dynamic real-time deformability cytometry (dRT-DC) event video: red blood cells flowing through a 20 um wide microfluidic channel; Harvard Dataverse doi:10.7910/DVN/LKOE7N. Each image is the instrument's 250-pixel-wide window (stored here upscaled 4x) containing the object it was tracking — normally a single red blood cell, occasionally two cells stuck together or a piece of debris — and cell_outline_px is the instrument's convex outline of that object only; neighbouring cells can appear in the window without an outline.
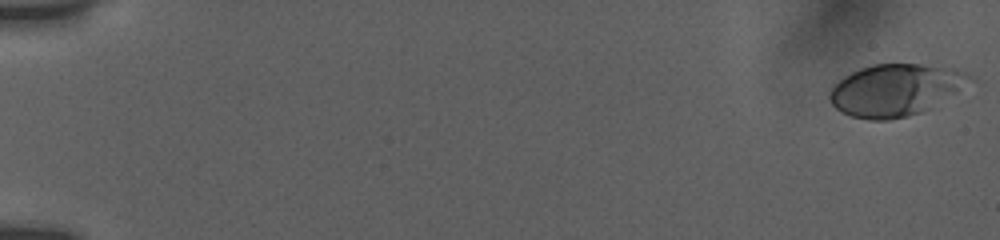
{"species": "human", "species_latin": "Homo sapiens", "temperature_condition": "room temperature", "stored_images_in_passage": 55, "camera_frame_rate_fps": 3000, "um_per_image_px": 0.085, "donor": {"sex": "female"}, "frame": {"image": 1, "passage_image": 1, "time_ms": 0.0, "image_size_px": [1000, 240], "cell_outline_px": [[976, 80], [932, 108], [924, 112], [908, 116], [888, 120], [868, 120], [852, 116], [840, 112], [832, 104], [828, 96], [828, 92], [832, 84], [844, 76], [860, 68], [872, 64], [920, 64], [956, 68], [968, 72]], "centroid_in_image_um": [76.14, 7.64], "position_along_channel_um": 8.9, "area_um2": 43.12}}
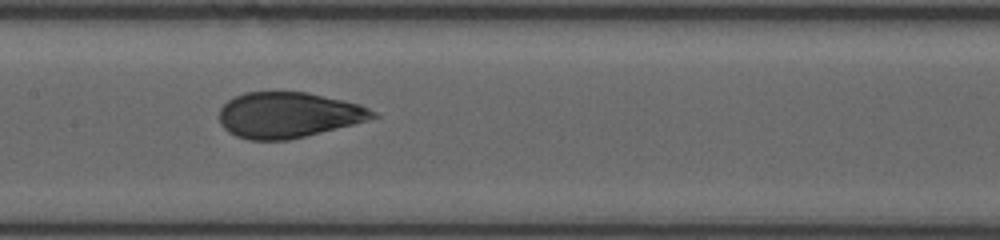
{"frame": {"image": 2, "passage_image": 29, "time_ms": 9.333, "image_size_px": [1000, 240], "cell_outline_px": [[380, 116], [368, 120], [288, 140], [248, 140], [236, 136], [228, 132], [220, 124], [220, 108], [228, 100], [244, 92], [308, 92], [360, 104], [376, 112]], "centroid_in_image_um": [24.49, 9.77], "position_along_channel_um": 182.9, "area_um2": 40.69}}
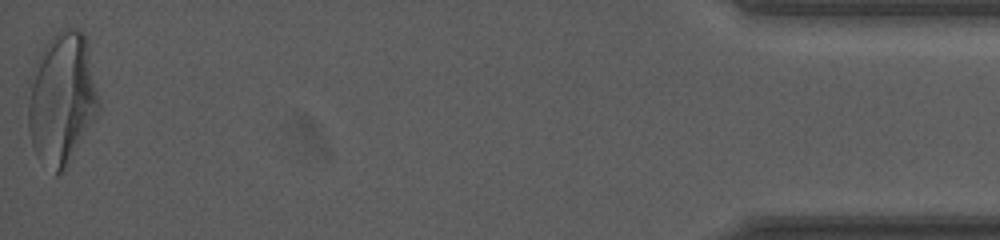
{"frame": {"image": 3, "passage_image": 55, "time_ms": 18.0, "image_size_px": [1000, 240], "cell_outline_px": [[100, 108], [64, 172], [56, 176], [36, 156], [32, 144], [28, 128], [24, 92], [32, 68], [44, 48], [52, 36], [60, 28], [80, 28], [84, 32], [88, 44], [100, 104]], "centroid_in_image_um": [5.21, 8.38], "position_along_channel_um": 430.0, "area_um2": 55.55}, "authors_computed_cell_mechanics": {"area_um2": 41.5582, "velocity_mm_per_s": 3.8031, "shape_relaxation_time_tau1_ms": 6.6696, "shape_relaxation_time_tau2_ms": null, "deformation_change_tau1": 0.2067, "deformation_change_tau2": null}}